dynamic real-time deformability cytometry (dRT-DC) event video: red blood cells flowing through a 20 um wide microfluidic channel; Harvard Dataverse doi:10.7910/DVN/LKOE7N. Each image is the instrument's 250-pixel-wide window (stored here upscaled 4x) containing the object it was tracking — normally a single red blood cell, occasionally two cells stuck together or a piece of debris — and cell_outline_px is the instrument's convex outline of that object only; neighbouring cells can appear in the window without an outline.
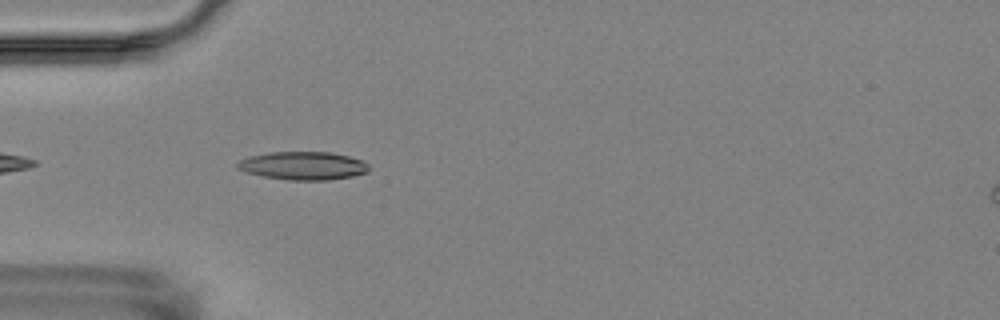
{"species": "Egyptian fruit bat (a non-hibernating species)", "species_latin": "Rousettus aegyptiacus", "temperature_condition": "room temperature", "stored_images_in_passage": 1, "camera_frame_rate_fps": 3000, "um_per_image_px": 0.085, "animal": {"sex": "female"}, "frame": {"image": 1, "passage_image": 1, "time_ms": 0.0, "image_size_px": [1000, 320], "cell_outline_px": [[368, 172], [352, 176], [328, 180], [292, 180], [264, 176], [248, 172], [236, 168], [236, 164], [240, 160], [248, 156], [272, 152], [332, 152], [348, 156], [360, 160], [368, 164]], "centroid_in_image_um": [25.76, 14.08], "position_along_channel_um": 59.2, "area_um2": 21.39}}